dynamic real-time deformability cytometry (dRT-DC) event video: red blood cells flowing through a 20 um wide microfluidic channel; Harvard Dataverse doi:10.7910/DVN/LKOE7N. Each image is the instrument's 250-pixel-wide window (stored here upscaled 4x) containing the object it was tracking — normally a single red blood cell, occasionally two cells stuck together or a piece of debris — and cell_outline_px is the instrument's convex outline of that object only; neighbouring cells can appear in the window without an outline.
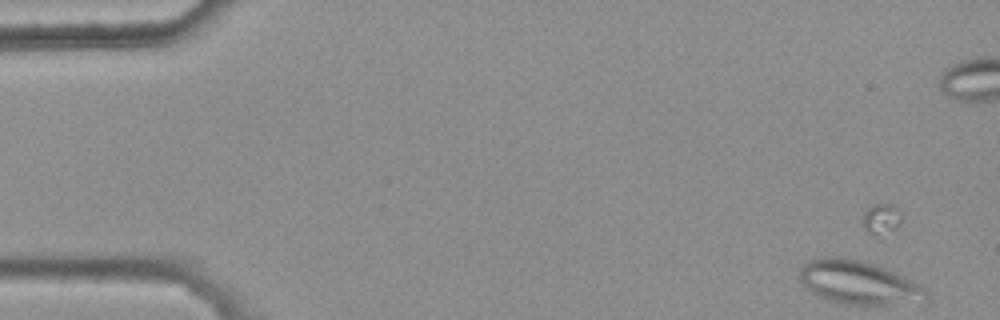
{"species": "common noctule bat (a hibernating species)", "species_latin": "Nyctalus noctula", "temperature_condition": "warm", "stored_images_in_passage": 7, "camera_frame_rate_fps": 3000, "um_per_image_px": 0.085, "animal": {"sex": "female", "body_mass_g": 25.1}, "frame": {"image": 1, "passage_image": 1, "time_ms": 0.0, "image_size_px": [1000, 320], "cell_outline_px": [[928, 296], [888, 304], [844, 304], [828, 300], [816, 296], [800, 280], [800, 268], [808, 260], [816, 256], [844, 256], [860, 260], [884, 268], [912, 280], [920, 284], [928, 292]], "centroid_in_image_um": [72.85, 23.96], "position_along_channel_um": 12.2, "area_um2": 31.44}}